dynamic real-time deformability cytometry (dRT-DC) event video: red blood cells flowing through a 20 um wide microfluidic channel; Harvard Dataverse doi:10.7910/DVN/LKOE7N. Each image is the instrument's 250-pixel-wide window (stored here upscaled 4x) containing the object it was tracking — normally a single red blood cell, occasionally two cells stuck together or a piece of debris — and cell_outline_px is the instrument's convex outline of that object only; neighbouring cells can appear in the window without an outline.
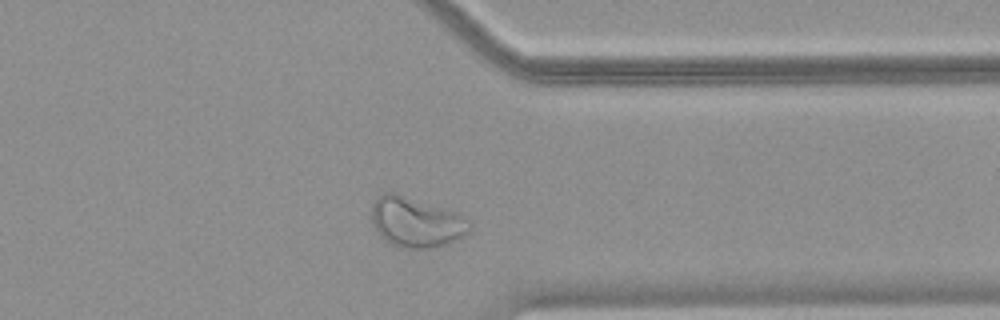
{"species": "common noctule bat (a hibernating species)", "species_latin": "Nyctalus noctula", "temperature_condition": "warm", "stored_images_in_passage": 38, "camera_frame_rate_fps": 3000, "um_per_image_px": 0.085, "animal": {"sex": "female", "body_mass_g": 18.4}, "frame": {"image": 1, "passage_image": 33, "time_ms": 10.667, "image_size_px": [1000, 320], "cell_outline_px": [[472, 224], [468, 232], [444, 244], [428, 248], [408, 248], [392, 244], [384, 240], [376, 232], [372, 224], [372, 204], [376, 196], [384, 192], [396, 192], [460, 212]], "centroid_in_image_um": [35.34, 18.83], "position_along_channel_um": 376.1, "area_um2": 28.84}}